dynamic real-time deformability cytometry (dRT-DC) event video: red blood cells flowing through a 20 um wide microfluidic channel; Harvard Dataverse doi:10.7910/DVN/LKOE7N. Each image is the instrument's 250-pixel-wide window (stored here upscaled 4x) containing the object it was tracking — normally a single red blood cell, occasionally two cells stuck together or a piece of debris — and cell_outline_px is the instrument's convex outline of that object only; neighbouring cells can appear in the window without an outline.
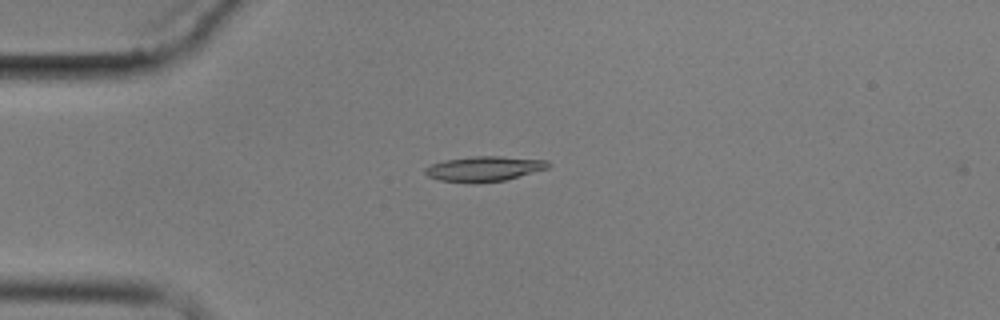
{"species": "common noctule bat (a hibernating species)", "species_latin": "Nyctalus noctula", "temperature_condition": "cold", "stored_images_in_passage": 10, "camera_frame_rate_fps": 3000, "um_per_image_px": 0.085, "animal": {"sex": "male", "body_mass_g": 17.9}, "frame": {"image": 1, "passage_image": 4, "time_ms": 3.333, "image_size_px": [1000, 320], "cell_outline_px": [[552, 164], [548, 168], [504, 180], [440, 180], [428, 176], [424, 172], [424, 168], [432, 164], [444, 160], [472, 156], [500, 156], [548, 160]], "centroid_in_image_um": [41.2, 14.29], "position_along_channel_um": 43.8, "area_um2": 17.17}}
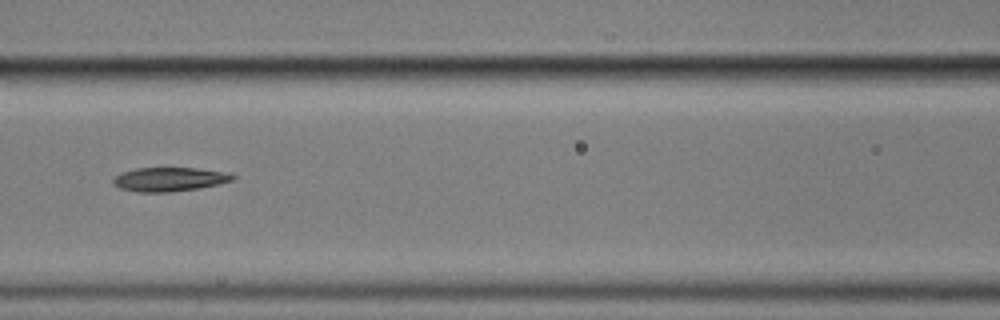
{"frame": {"image": 2, "passage_image": 7, "time_ms": 7.0, "image_size_px": [1000, 320], "cell_outline_px": [[236, 176], [232, 180], [200, 188], [168, 192], [136, 192], [120, 188], [112, 184], [112, 180], [120, 172], [136, 168], [196, 168], [232, 172]], "centroid_in_image_um": [14.39, 15.23], "position_along_channel_um": 152.2, "area_um2": 16.82}}
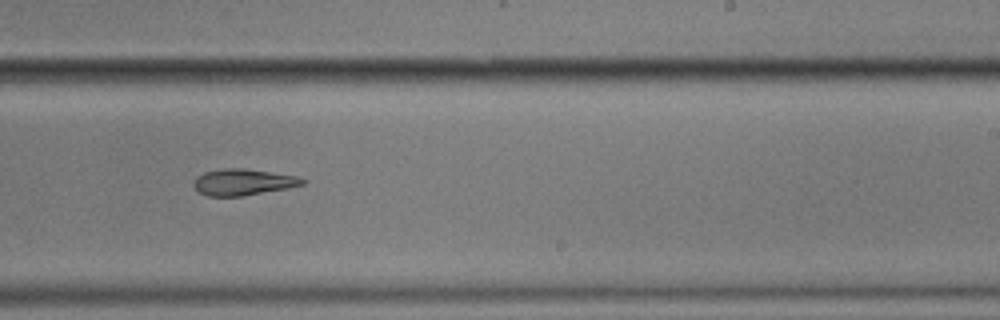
{"frame": {"image": 3, "passage_image": 10, "time_ms": 10.333, "image_size_px": [1000, 320], "cell_outline_px": [[308, 180], [304, 184], [288, 188], [240, 196], [208, 196], [200, 192], [192, 184], [196, 176], [204, 172], [224, 168], [244, 168], [296, 176]], "centroid_in_image_um": [20.65, 15.47], "position_along_channel_um": 268.3, "area_um2": 16.59}}